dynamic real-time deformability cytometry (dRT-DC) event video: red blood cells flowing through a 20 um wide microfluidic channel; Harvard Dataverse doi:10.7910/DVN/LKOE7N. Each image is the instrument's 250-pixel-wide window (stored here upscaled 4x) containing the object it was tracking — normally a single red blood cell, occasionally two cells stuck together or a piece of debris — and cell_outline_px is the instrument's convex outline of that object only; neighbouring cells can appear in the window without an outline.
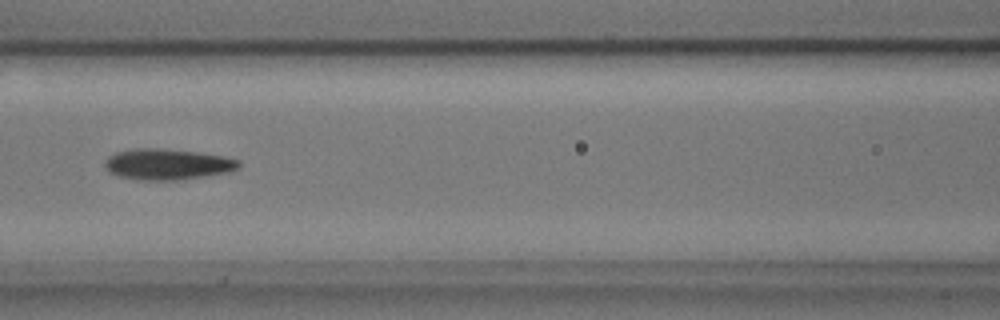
{"species": "common noctule bat (a hibernating species)", "species_latin": "Nyctalus noctula", "temperature_condition": "cold", "stored_images_in_passage": 7, "camera_frame_rate_fps": 3000, "um_per_image_px": 0.085, "animal": {"sex": "male", "body_mass_g": 17.9, "forearm_length_mm": 54.2}, "frame": {"image": 1, "passage_image": 5, "time_ms": 1.333, "image_size_px": [1000, 320], "cell_outline_px": [[240, 168], [232, 172], [180, 180], [140, 180], [120, 176], [108, 172], [104, 168], [104, 160], [108, 156], [116, 152], [136, 148], [160, 148], [196, 152], [224, 156], [240, 160]], "centroid_in_image_um": [14.24, 13.97], "position_along_channel_um": 152.4, "area_um2": 24.45}}
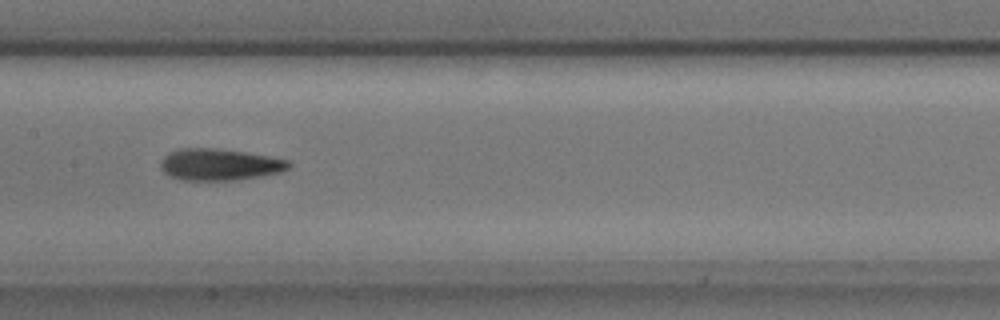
{"frame": {"image": 2, "passage_image": 6, "time_ms": 1.667, "image_size_px": [1000, 320], "cell_outline_px": [[292, 164], [288, 168], [280, 172], [260, 176], [236, 180], [180, 180], [164, 172], [160, 168], [160, 160], [164, 156], [180, 148], [216, 148], [244, 152], [292, 160]], "centroid_in_image_um": [18.67, 13.98], "position_along_channel_um": 188.7, "area_um2": 23.64}}
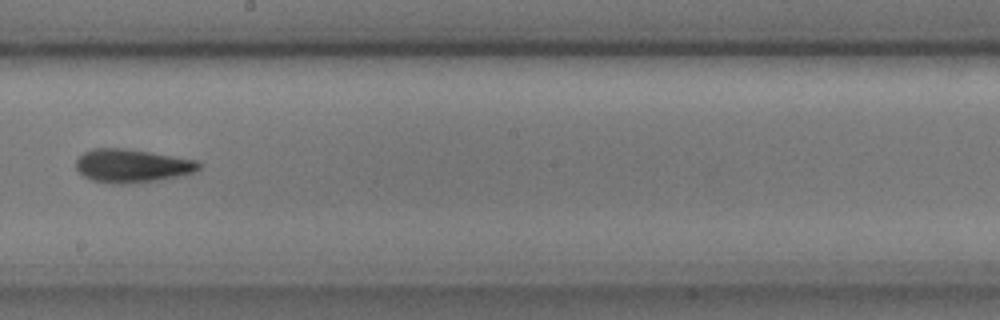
{"frame": {"image": 3, "passage_image": 7, "time_ms": 2.0, "image_size_px": [1000, 320], "cell_outline_px": [[200, 168], [192, 172], [176, 176], [156, 180], [120, 184], [116, 184], [92, 180], [84, 176], [76, 168], [76, 160], [84, 152], [92, 148], [124, 148], [196, 160], [200, 164]], "centroid_in_image_um": [11.17, 14.08], "position_along_channel_um": 237.0, "area_um2": 23.41}}